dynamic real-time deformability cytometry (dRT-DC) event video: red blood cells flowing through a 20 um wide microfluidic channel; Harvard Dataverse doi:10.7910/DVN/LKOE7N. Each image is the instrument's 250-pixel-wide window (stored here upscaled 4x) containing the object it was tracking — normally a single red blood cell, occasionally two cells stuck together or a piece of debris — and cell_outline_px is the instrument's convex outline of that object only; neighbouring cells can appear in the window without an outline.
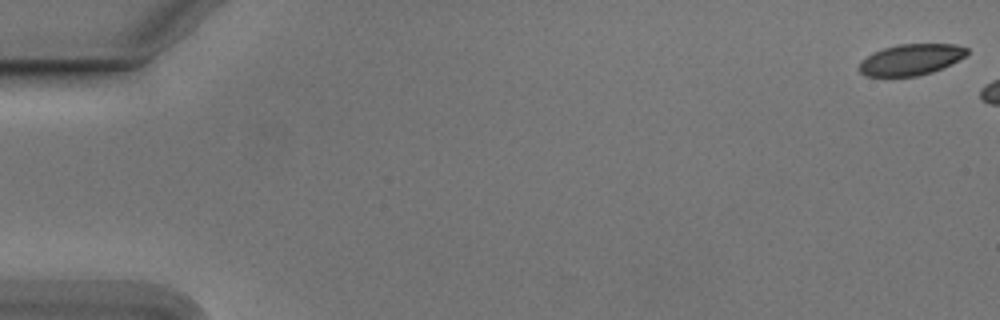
{"species": "Egyptian fruit bat (a non-hibernating species)", "species_latin": "Rousettus aegyptiacus", "temperature_condition": "cold", "stored_images_in_passage": 6, "camera_frame_rate_fps": 3000, "um_per_image_px": 0.085, "animal": {"sex": "male"}, "frame": {"image": 1, "passage_image": 1, "time_ms": 0.0, "image_size_px": [1000, 320], "cell_outline_px": [[968, 56], [952, 64], [932, 72], [916, 76], [864, 76], [856, 68], [868, 56], [884, 48], [900, 44], [956, 44], [968, 48]], "centroid_in_image_um": [77.49, 5.07], "position_along_channel_um": 7.5, "area_um2": 19.54}}